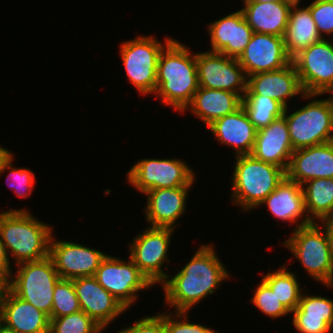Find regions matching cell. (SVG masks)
<instances>
[{"instance_id": "cell-5", "label": "cell", "mask_w": 333, "mask_h": 333, "mask_svg": "<svg viewBox=\"0 0 333 333\" xmlns=\"http://www.w3.org/2000/svg\"><path fill=\"white\" fill-rule=\"evenodd\" d=\"M318 96L322 95L305 94L302 98L312 100L291 114L289 107L284 109L294 151L333 141V95L326 99Z\"/></svg>"}, {"instance_id": "cell-12", "label": "cell", "mask_w": 333, "mask_h": 333, "mask_svg": "<svg viewBox=\"0 0 333 333\" xmlns=\"http://www.w3.org/2000/svg\"><path fill=\"white\" fill-rule=\"evenodd\" d=\"M305 94L333 95V40L322 39L292 59Z\"/></svg>"}, {"instance_id": "cell-37", "label": "cell", "mask_w": 333, "mask_h": 333, "mask_svg": "<svg viewBox=\"0 0 333 333\" xmlns=\"http://www.w3.org/2000/svg\"><path fill=\"white\" fill-rule=\"evenodd\" d=\"M322 39L333 34V0H314L308 6ZM326 36L324 37L323 36Z\"/></svg>"}, {"instance_id": "cell-44", "label": "cell", "mask_w": 333, "mask_h": 333, "mask_svg": "<svg viewBox=\"0 0 333 333\" xmlns=\"http://www.w3.org/2000/svg\"><path fill=\"white\" fill-rule=\"evenodd\" d=\"M268 1H274V0H242V2H268Z\"/></svg>"}, {"instance_id": "cell-24", "label": "cell", "mask_w": 333, "mask_h": 333, "mask_svg": "<svg viewBox=\"0 0 333 333\" xmlns=\"http://www.w3.org/2000/svg\"><path fill=\"white\" fill-rule=\"evenodd\" d=\"M220 144L231 146L235 155L251 154L257 136V129L243 106L231 114L215 120L208 127Z\"/></svg>"}, {"instance_id": "cell-11", "label": "cell", "mask_w": 333, "mask_h": 333, "mask_svg": "<svg viewBox=\"0 0 333 333\" xmlns=\"http://www.w3.org/2000/svg\"><path fill=\"white\" fill-rule=\"evenodd\" d=\"M125 261L119 257L106 255L96 270L94 277L98 283L126 309L138 300V292L154 286L129 257Z\"/></svg>"}, {"instance_id": "cell-15", "label": "cell", "mask_w": 333, "mask_h": 333, "mask_svg": "<svg viewBox=\"0 0 333 333\" xmlns=\"http://www.w3.org/2000/svg\"><path fill=\"white\" fill-rule=\"evenodd\" d=\"M238 61L248 77L282 69L292 59L288 56L283 37L254 32Z\"/></svg>"}, {"instance_id": "cell-23", "label": "cell", "mask_w": 333, "mask_h": 333, "mask_svg": "<svg viewBox=\"0 0 333 333\" xmlns=\"http://www.w3.org/2000/svg\"><path fill=\"white\" fill-rule=\"evenodd\" d=\"M264 204L275 218L291 225L296 223L294 230L313 223L305 210L303 187L286 176L259 206Z\"/></svg>"}, {"instance_id": "cell-4", "label": "cell", "mask_w": 333, "mask_h": 333, "mask_svg": "<svg viewBox=\"0 0 333 333\" xmlns=\"http://www.w3.org/2000/svg\"><path fill=\"white\" fill-rule=\"evenodd\" d=\"M231 178V203L242 212L259 207L285 178L286 172L273 164L254 158L251 154L235 157Z\"/></svg>"}, {"instance_id": "cell-36", "label": "cell", "mask_w": 333, "mask_h": 333, "mask_svg": "<svg viewBox=\"0 0 333 333\" xmlns=\"http://www.w3.org/2000/svg\"><path fill=\"white\" fill-rule=\"evenodd\" d=\"M189 317L188 312H163L165 333H218L203 324L191 323Z\"/></svg>"}, {"instance_id": "cell-39", "label": "cell", "mask_w": 333, "mask_h": 333, "mask_svg": "<svg viewBox=\"0 0 333 333\" xmlns=\"http://www.w3.org/2000/svg\"><path fill=\"white\" fill-rule=\"evenodd\" d=\"M10 261L0 236V280L4 283L10 278L11 273L13 272Z\"/></svg>"}, {"instance_id": "cell-20", "label": "cell", "mask_w": 333, "mask_h": 333, "mask_svg": "<svg viewBox=\"0 0 333 333\" xmlns=\"http://www.w3.org/2000/svg\"><path fill=\"white\" fill-rule=\"evenodd\" d=\"M0 322L16 333H49V316L15 295L5 284L0 300Z\"/></svg>"}, {"instance_id": "cell-16", "label": "cell", "mask_w": 333, "mask_h": 333, "mask_svg": "<svg viewBox=\"0 0 333 333\" xmlns=\"http://www.w3.org/2000/svg\"><path fill=\"white\" fill-rule=\"evenodd\" d=\"M81 311L104 330L112 321L126 312V308L106 291L94 276L72 279Z\"/></svg>"}, {"instance_id": "cell-33", "label": "cell", "mask_w": 333, "mask_h": 333, "mask_svg": "<svg viewBox=\"0 0 333 333\" xmlns=\"http://www.w3.org/2000/svg\"><path fill=\"white\" fill-rule=\"evenodd\" d=\"M81 311L72 280L60 279L55 285L51 318H59Z\"/></svg>"}, {"instance_id": "cell-14", "label": "cell", "mask_w": 333, "mask_h": 333, "mask_svg": "<svg viewBox=\"0 0 333 333\" xmlns=\"http://www.w3.org/2000/svg\"><path fill=\"white\" fill-rule=\"evenodd\" d=\"M50 241L49 257L61 279L72 280L78 277L94 276L101 261L106 257L103 251L86 247L77 242Z\"/></svg>"}, {"instance_id": "cell-13", "label": "cell", "mask_w": 333, "mask_h": 333, "mask_svg": "<svg viewBox=\"0 0 333 333\" xmlns=\"http://www.w3.org/2000/svg\"><path fill=\"white\" fill-rule=\"evenodd\" d=\"M199 87L227 90L242 98L248 77L238 59L212 51L196 53Z\"/></svg>"}, {"instance_id": "cell-22", "label": "cell", "mask_w": 333, "mask_h": 333, "mask_svg": "<svg viewBox=\"0 0 333 333\" xmlns=\"http://www.w3.org/2000/svg\"><path fill=\"white\" fill-rule=\"evenodd\" d=\"M293 152L284 115L276 118L267 127L257 130L251 152L254 158L280 167L286 172Z\"/></svg>"}, {"instance_id": "cell-29", "label": "cell", "mask_w": 333, "mask_h": 333, "mask_svg": "<svg viewBox=\"0 0 333 333\" xmlns=\"http://www.w3.org/2000/svg\"><path fill=\"white\" fill-rule=\"evenodd\" d=\"M305 210L312 222L333 220V178H316L303 185Z\"/></svg>"}, {"instance_id": "cell-42", "label": "cell", "mask_w": 333, "mask_h": 333, "mask_svg": "<svg viewBox=\"0 0 333 333\" xmlns=\"http://www.w3.org/2000/svg\"><path fill=\"white\" fill-rule=\"evenodd\" d=\"M280 1H282L284 4H287L290 8H294L300 6L299 3L301 0H280Z\"/></svg>"}, {"instance_id": "cell-45", "label": "cell", "mask_w": 333, "mask_h": 333, "mask_svg": "<svg viewBox=\"0 0 333 333\" xmlns=\"http://www.w3.org/2000/svg\"><path fill=\"white\" fill-rule=\"evenodd\" d=\"M4 284L5 283L2 280H0V296H2Z\"/></svg>"}, {"instance_id": "cell-25", "label": "cell", "mask_w": 333, "mask_h": 333, "mask_svg": "<svg viewBox=\"0 0 333 333\" xmlns=\"http://www.w3.org/2000/svg\"><path fill=\"white\" fill-rule=\"evenodd\" d=\"M292 325L299 333H330L333 330V300L302 293L299 305L291 312Z\"/></svg>"}, {"instance_id": "cell-32", "label": "cell", "mask_w": 333, "mask_h": 333, "mask_svg": "<svg viewBox=\"0 0 333 333\" xmlns=\"http://www.w3.org/2000/svg\"><path fill=\"white\" fill-rule=\"evenodd\" d=\"M104 329L84 311L51 318L49 333H100Z\"/></svg>"}, {"instance_id": "cell-9", "label": "cell", "mask_w": 333, "mask_h": 333, "mask_svg": "<svg viewBox=\"0 0 333 333\" xmlns=\"http://www.w3.org/2000/svg\"><path fill=\"white\" fill-rule=\"evenodd\" d=\"M196 173L182 159L144 158L127 172V183L143 194L160 188L193 186Z\"/></svg>"}, {"instance_id": "cell-7", "label": "cell", "mask_w": 333, "mask_h": 333, "mask_svg": "<svg viewBox=\"0 0 333 333\" xmlns=\"http://www.w3.org/2000/svg\"><path fill=\"white\" fill-rule=\"evenodd\" d=\"M5 285L22 300L51 315L54 289L61 279L52 259L20 263Z\"/></svg>"}, {"instance_id": "cell-2", "label": "cell", "mask_w": 333, "mask_h": 333, "mask_svg": "<svg viewBox=\"0 0 333 333\" xmlns=\"http://www.w3.org/2000/svg\"><path fill=\"white\" fill-rule=\"evenodd\" d=\"M198 88L196 54L173 38L159 56L153 95L161 98V104L182 113Z\"/></svg>"}, {"instance_id": "cell-28", "label": "cell", "mask_w": 333, "mask_h": 333, "mask_svg": "<svg viewBox=\"0 0 333 333\" xmlns=\"http://www.w3.org/2000/svg\"><path fill=\"white\" fill-rule=\"evenodd\" d=\"M283 40L288 56L291 59L310 45L322 40L307 6L290 9L288 26Z\"/></svg>"}, {"instance_id": "cell-10", "label": "cell", "mask_w": 333, "mask_h": 333, "mask_svg": "<svg viewBox=\"0 0 333 333\" xmlns=\"http://www.w3.org/2000/svg\"><path fill=\"white\" fill-rule=\"evenodd\" d=\"M174 231L169 227L148 226L129 243V257L153 285L167 279L168 273L162 268L165 262H171L167 254Z\"/></svg>"}, {"instance_id": "cell-40", "label": "cell", "mask_w": 333, "mask_h": 333, "mask_svg": "<svg viewBox=\"0 0 333 333\" xmlns=\"http://www.w3.org/2000/svg\"><path fill=\"white\" fill-rule=\"evenodd\" d=\"M319 223L323 225L322 227H324L327 232V237L329 240V246L331 250V257L333 260V220H324Z\"/></svg>"}, {"instance_id": "cell-17", "label": "cell", "mask_w": 333, "mask_h": 333, "mask_svg": "<svg viewBox=\"0 0 333 333\" xmlns=\"http://www.w3.org/2000/svg\"><path fill=\"white\" fill-rule=\"evenodd\" d=\"M244 95H263L288 107V99L303 97L305 92L293 62L276 71L259 72L248 76Z\"/></svg>"}, {"instance_id": "cell-27", "label": "cell", "mask_w": 333, "mask_h": 333, "mask_svg": "<svg viewBox=\"0 0 333 333\" xmlns=\"http://www.w3.org/2000/svg\"><path fill=\"white\" fill-rule=\"evenodd\" d=\"M243 4L241 10L253 32L284 36L291 9L287 4L280 0Z\"/></svg>"}, {"instance_id": "cell-18", "label": "cell", "mask_w": 333, "mask_h": 333, "mask_svg": "<svg viewBox=\"0 0 333 333\" xmlns=\"http://www.w3.org/2000/svg\"><path fill=\"white\" fill-rule=\"evenodd\" d=\"M212 52H219L238 59L252 38L253 31L248 25L242 10H237L207 27Z\"/></svg>"}, {"instance_id": "cell-26", "label": "cell", "mask_w": 333, "mask_h": 333, "mask_svg": "<svg viewBox=\"0 0 333 333\" xmlns=\"http://www.w3.org/2000/svg\"><path fill=\"white\" fill-rule=\"evenodd\" d=\"M242 99L240 95L227 90L199 87L182 113L189 110L208 127L215 120L239 109Z\"/></svg>"}, {"instance_id": "cell-30", "label": "cell", "mask_w": 333, "mask_h": 333, "mask_svg": "<svg viewBox=\"0 0 333 333\" xmlns=\"http://www.w3.org/2000/svg\"><path fill=\"white\" fill-rule=\"evenodd\" d=\"M287 263H284L280 269L266 273L261 279L276 294L280 302L290 311H294L299 305L303 287L299 286L296 272L287 270Z\"/></svg>"}, {"instance_id": "cell-41", "label": "cell", "mask_w": 333, "mask_h": 333, "mask_svg": "<svg viewBox=\"0 0 333 333\" xmlns=\"http://www.w3.org/2000/svg\"><path fill=\"white\" fill-rule=\"evenodd\" d=\"M13 156L14 155L12 154L11 151H9L8 149H6L0 145V173H1L2 169L4 168V165Z\"/></svg>"}, {"instance_id": "cell-6", "label": "cell", "mask_w": 333, "mask_h": 333, "mask_svg": "<svg viewBox=\"0 0 333 333\" xmlns=\"http://www.w3.org/2000/svg\"><path fill=\"white\" fill-rule=\"evenodd\" d=\"M319 224V225H318ZM320 223L299 227L283 242L299 264L314 280L327 288L333 287V260L327 232Z\"/></svg>"}, {"instance_id": "cell-34", "label": "cell", "mask_w": 333, "mask_h": 333, "mask_svg": "<svg viewBox=\"0 0 333 333\" xmlns=\"http://www.w3.org/2000/svg\"><path fill=\"white\" fill-rule=\"evenodd\" d=\"M250 302L263 314L273 319L281 318L291 313L262 279L257 284Z\"/></svg>"}, {"instance_id": "cell-19", "label": "cell", "mask_w": 333, "mask_h": 333, "mask_svg": "<svg viewBox=\"0 0 333 333\" xmlns=\"http://www.w3.org/2000/svg\"><path fill=\"white\" fill-rule=\"evenodd\" d=\"M192 186L160 188L144 193L147 202L144 214L150 227H169L176 229V221L184 215L188 193Z\"/></svg>"}, {"instance_id": "cell-8", "label": "cell", "mask_w": 333, "mask_h": 333, "mask_svg": "<svg viewBox=\"0 0 333 333\" xmlns=\"http://www.w3.org/2000/svg\"><path fill=\"white\" fill-rule=\"evenodd\" d=\"M162 43L152 35H140L120 44V56L128 81L139 94L156 91L158 59L163 48L173 39L165 37Z\"/></svg>"}, {"instance_id": "cell-3", "label": "cell", "mask_w": 333, "mask_h": 333, "mask_svg": "<svg viewBox=\"0 0 333 333\" xmlns=\"http://www.w3.org/2000/svg\"><path fill=\"white\" fill-rule=\"evenodd\" d=\"M52 231L51 225L39 221L27 208L0 212V236L15 265L47 258Z\"/></svg>"}, {"instance_id": "cell-21", "label": "cell", "mask_w": 333, "mask_h": 333, "mask_svg": "<svg viewBox=\"0 0 333 333\" xmlns=\"http://www.w3.org/2000/svg\"><path fill=\"white\" fill-rule=\"evenodd\" d=\"M286 177L301 186L316 178H333V141L295 150Z\"/></svg>"}, {"instance_id": "cell-31", "label": "cell", "mask_w": 333, "mask_h": 333, "mask_svg": "<svg viewBox=\"0 0 333 333\" xmlns=\"http://www.w3.org/2000/svg\"><path fill=\"white\" fill-rule=\"evenodd\" d=\"M242 106L257 130L281 117L285 109L278 101L263 95H244Z\"/></svg>"}, {"instance_id": "cell-38", "label": "cell", "mask_w": 333, "mask_h": 333, "mask_svg": "<svg viewBox=\"0 0 333 333\" xmlns=\"http://www.w3.org/2000/svg\"><path fill=\"white\" fill-rule=\"evenodd\" d=\"M117 333H165L163 312L135 320L132 326Z\"/></svg>"}, {"instance_id": "cell-35", "label": "cell", "mask_w": 333, "mask_h": 333, "mask_svg": "<svg viewBox=\"0 0 333 333\" xmlns=\"http://www.w3.org/2000/svg\"><path fill=\"white\" fill-rule=\"evenodd\" d=\"M13 159L14 157H11L4 165L0 175L9 170V174L6 176L8 187L16 193L17 197L27 198L34 189V183L36 181L35 174L28 168L13 167Z\"/></svg>"}, {"instance_id": "cell-43", "label": "cell", "mask_w": 333, "mask_h": 333, "mask_svg": "<svg viewBox=\"0 0 333 333\" xmlns=\"http://www.w3.org/2000/svg\"><path fill=\"white\" fill-rule=\"evenodd\" d=\"M0 333H16L11 328L4 325L2 322H0Z\"/></svg>"}, {"instance_id": "cell-1", "label": "cell", "mask_w": 333, "mask_h": 333, "mask_svg": "<svg viewBox=\"0 0 333 333\" xmlns=\"http://www.w3.org/2000/svg\"><path fill=\"white\" fill-rule=\"evenodd\" d=\"M213 243L199 246L189 262L161 283L165 302L175 312H189L208 295H212L229 279L228 270L220 261ZM170 278V279H169Z\"/></svg>"}]
</instances>
